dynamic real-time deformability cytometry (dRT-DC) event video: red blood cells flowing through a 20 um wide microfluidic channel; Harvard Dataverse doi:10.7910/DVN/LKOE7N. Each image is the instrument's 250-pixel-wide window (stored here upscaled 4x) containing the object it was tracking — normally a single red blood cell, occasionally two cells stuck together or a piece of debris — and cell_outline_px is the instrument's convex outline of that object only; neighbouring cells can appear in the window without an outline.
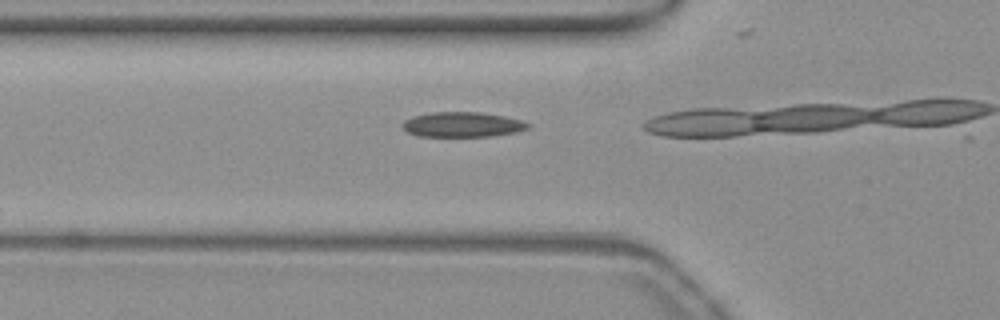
{"species": "common noctule bat (a hibernating species)", "species_latin": "Nyctalus noctula", "temperature_condition": "warm", "stored_images_in_passage": 8, "camera_frame_rate_fps": 3000, "um_per_image_px": 0.085, "animal": {"sex": "female", "body_mass_g": 19.3, "forearm_length_mm": 54.1}, "frame": {"image": 1, "passage_image": 7, "time_ms": 2.0, "image_size_px": [1000, 320], "cell_outline_px": [[532, 124], [528, 128], [516, 132], [492, 136], [420, 136], [408, 132], [400, 124], [404, 120], [412, 116], [432, 112], [480, 112], [504, 116], [520, 120]], "centroid_in_image_um": [39.3, 10.58], "position_along_channel_um": 86.5, "area_um2": 18.26}}